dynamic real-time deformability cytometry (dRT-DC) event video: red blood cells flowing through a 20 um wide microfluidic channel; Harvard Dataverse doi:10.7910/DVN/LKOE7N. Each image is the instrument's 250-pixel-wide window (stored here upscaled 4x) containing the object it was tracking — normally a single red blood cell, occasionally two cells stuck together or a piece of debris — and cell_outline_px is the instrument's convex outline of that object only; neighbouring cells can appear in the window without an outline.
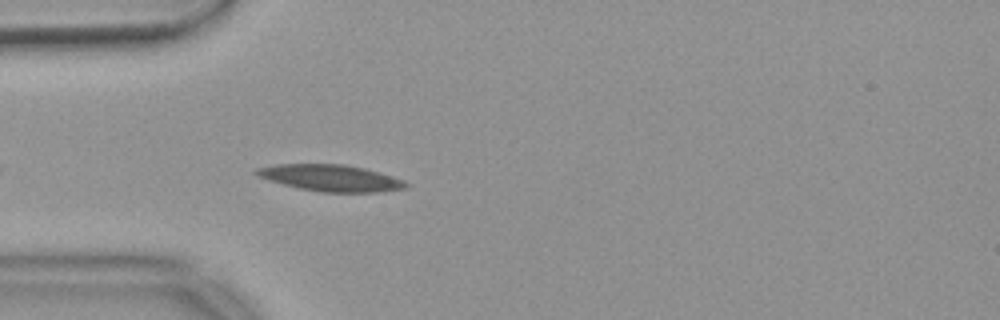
{"species": "common noctule bat (a hibernating species)", "species_latin": "Nyctalus noctula", "temperature_condition": "warm", "stored_images_in_passage": 12, "camera_frame_rate_fps": 3000, "um_per_image_px": 0.085, "animal": {"sex": "female", "body_mass_g": 18.4}, "frame": {"image": 1, "passage_image": 4, "time_ms": 1.0, "image_size_px": [1000, 320], "cell_outline_px": [[408, 188], [376, 192], [320, 192], [300, 188], [268, 180], [252, 172], [256, 168], [276, 164], [344, 164], [364, 168], [392, 176], [404, 180], [408, 184]], "centroid_in_image_um": [28.11, 15.12], "position_along_channel_um": 56.9, "area_um2": 23.0}}
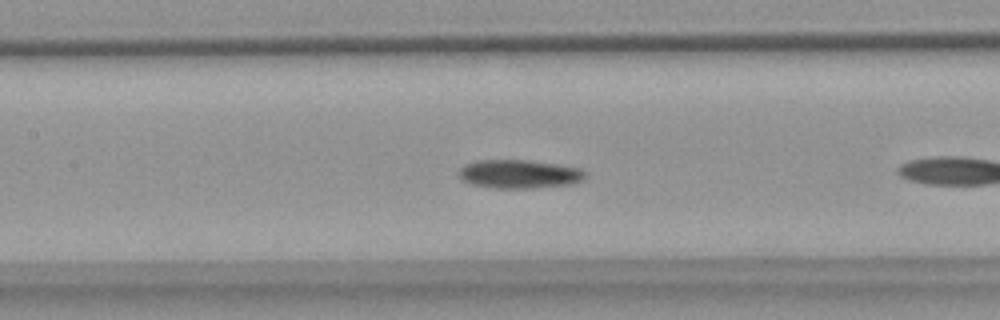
{"frame": {"image": 2, "passage_image": 10, "time_ms": 3.0, "image_size_px": [1000, 320], "cell_outline_px": [[588, 176], [584, 180], [572, 184], [536, 188], [496, 188], [472, 184], [464, 180], [456, 172], [464, 164], [476, 160], [528, 160], [556, 164], [580, 168]], "centroid_in_image_um": [44.15, 14.79], "position_along_channel_um": 163.3, "area_um2": 21.21}}